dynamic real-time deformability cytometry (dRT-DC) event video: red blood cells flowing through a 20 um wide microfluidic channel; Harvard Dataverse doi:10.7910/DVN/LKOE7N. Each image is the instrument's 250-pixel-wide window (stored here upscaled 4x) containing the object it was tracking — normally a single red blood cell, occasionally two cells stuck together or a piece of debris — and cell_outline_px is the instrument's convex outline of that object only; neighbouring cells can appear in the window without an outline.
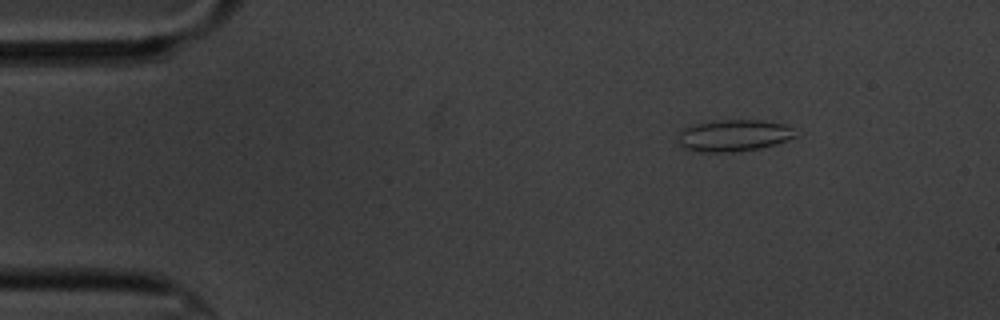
{"species": "common noctule bat (a hibernating species)", "species_latin": "Nyctalus noctula", "temperature_condition": "cold", "stored_images_in_passage": 11, "camera_frame_rate_fps": 3000, "um_per_image_px": 0.085, "animal": {"sex": "male", "body_mass_g": 20.1, "forearm_length_mm": 53.5}, "frame": {"image": 1, "passage_image": 2, "time_ms": 2.0, "image_size_px": [1000, 320], "cell_outline_px": [[796, 136], [788, 140], [776, 144], [760, 148], [732, 152], [700, 152], [684, 148], [680, 144], [676, 136], [684, 128], [692, 124], [716, 120], [760, 120], [784, 124], [792, 128]], "centroid_in_image_um": [62.33, 11.52], "position_along_channel_um": 22.7, "area_um2": 21.79}}
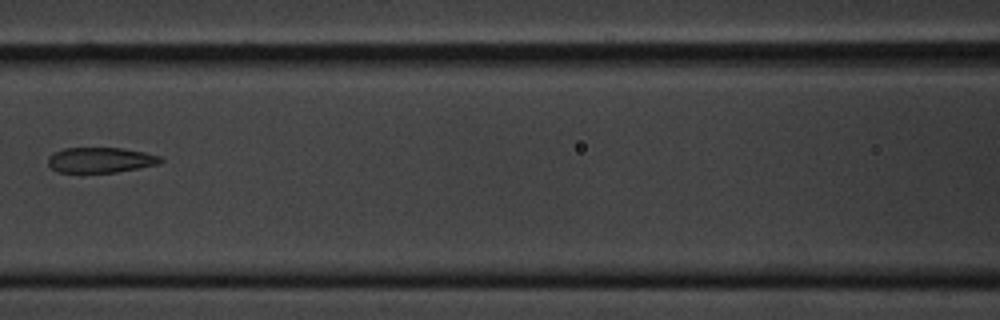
{"frame": {"image": 2, "passage_image": 7, "time_ms": 8.0, "image_size_px": [1000, 320], "cell_outline_px": [[164, 160], [160, 164], [140, 168], [116, 172], [60, 172], [52, 168], [48, 164], [48, 156], [64, 148], [124, 148], [144, 152], [160, 156]], "centroid_in_image_um": [8.59, 13.6], "position_along_channel_um": 158.0, "area_um2": 16.59}}
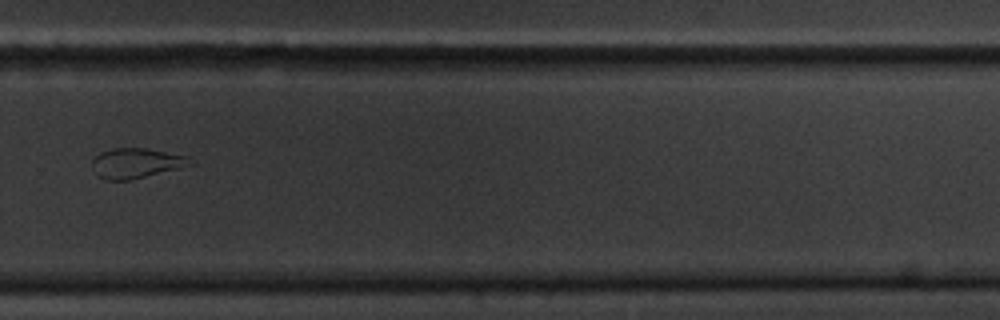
{"frame": {"image": 3, "passage_image": 11, "time_ms": 12.667, "image_size_px": [1000, 320], "cell_outline_px": [[196, 164], [132, 180], [104, 180], [96, 176], [92, 164], [92, 160], [100, 152], [112, 148], [148, 148], [188, 156]], "centroid_in_image_um": [11.59, 13.87], "position_along_channel_um": 318.2, "area_um2": 17.46}}